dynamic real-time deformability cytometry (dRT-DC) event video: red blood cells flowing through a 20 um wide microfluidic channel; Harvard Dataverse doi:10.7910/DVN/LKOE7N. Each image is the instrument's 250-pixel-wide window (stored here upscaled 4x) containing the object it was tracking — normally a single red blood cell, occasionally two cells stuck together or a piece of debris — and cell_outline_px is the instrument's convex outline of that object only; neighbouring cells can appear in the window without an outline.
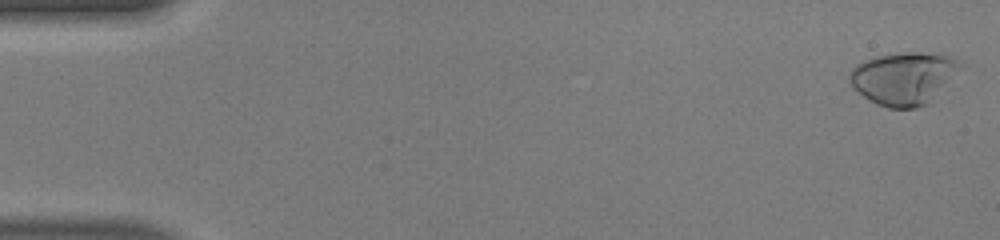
{"species": "human", "species_latin": "Homo sapiens", "temperature_condition": "warm", "stored_images_in_passage": 50, "camera_frame_rate_fps": 3000, "um_per_image_px": 0.085, "donor": {"sex": "male"}, "frame": {"image": 1, "passage_image": 1, "time_ms": 0.0, "image_size_px": [1000, 240], "cell_outline_px": [[964, 64], [928, 104], [916, 108], [888, 108], [876, 104], [852, 88], [848, 80], [848, 72], [856, 64], [864, 60], [876, 56], [908, 52], [916, 52], [948, 56], [964, 60]], "centroid_in_image_um": [76.78, 6.65], "position_along_channel_um": 8.2, "area_um2": 33.93}}
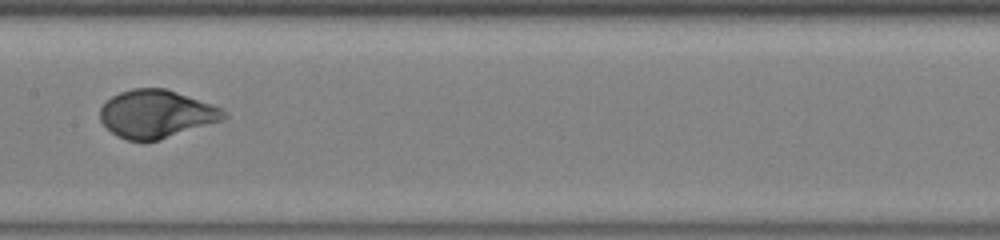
{"frame": {"image": 2, "passage_image": 26, "time_ms": 8.333, "image_size_px": [1000, 240], "cell_outline_px": [[228, 116], [224, 120], [156, 140], [128, 140], [116, 136], [100, 120], [100, 108], [112, 96], [120, 92], [132, 88], [168, 88], [212, 104], [220, 108]], "centroid_in_image_um": [13.29, 9.66], "position_along_channel_um": 194.1, "area_um2": 34.28}}
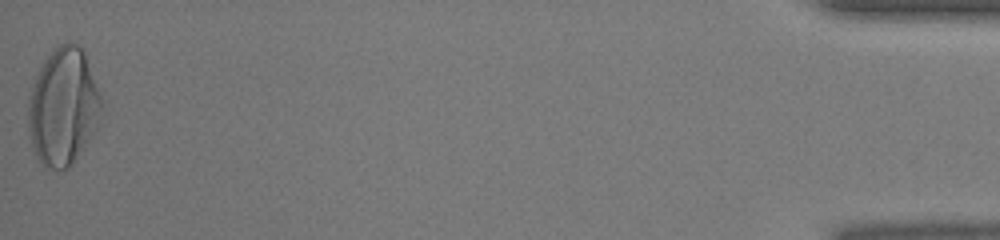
{"frame": {"image": 3, "passage_image": 50, "time_ms": 16.333, "image_size_px": [1000, 240], "cell_outline_px": [[104, 100], [96, 128], [92, 136], [84, 148], [68, 168], [44, 168], [36, 156], [32, 144], [28, 128], [28, 100], [36, 76], [44, 60], [60, 44], [68, 40], [72, 40], [84, 48]], "centroid_in_image_um": [5.41, 9.03], "position_along_channel_um": 429.8, "area_um2": 50.52}, "authors_computed_cell_mechanics": {"area_um2": 33.8997, "velocity_mm_per_s": 4.1565, "shape_relaxation_time_tau1_ms": 3.3717, "shape_relaxation_time_tau2_ms": null, "deformation_change_tau1": 0.2284, "deformation_change_tau2": null}}